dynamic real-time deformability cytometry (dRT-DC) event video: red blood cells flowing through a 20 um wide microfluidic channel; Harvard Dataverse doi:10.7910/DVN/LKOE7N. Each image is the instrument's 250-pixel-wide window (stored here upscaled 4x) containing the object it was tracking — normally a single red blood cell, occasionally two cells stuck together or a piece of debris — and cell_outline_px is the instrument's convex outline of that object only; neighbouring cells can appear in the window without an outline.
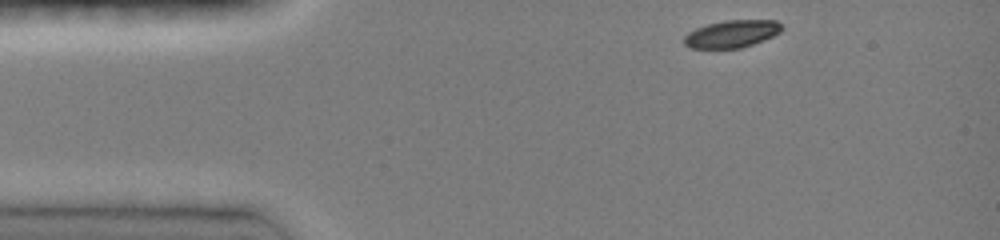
{"species": "common noctule bat (a hibernating species)", "species_latin": "Nyctalus noctula", "temperature_condition": "room temperature", "stored_images_in_passage": 37, "camera_frame_rate_fps": 3000, "um_per_image_px": 0.085, "animal": {"sex": "female", "body_mass_g": 19.0, "forearm_length_mm": 51.5}, "frame": {"image": 1, "passage_image": 1, "time_ms": 0.0, "image_size_px": [1000, 240], "cell_outline_px": [[784, 28], [780, 32], [772, 36], [752, 44], [740, 48], [688, 48], [684, 44], [684, 36], [688, 32], [696, 28], [708, 24], [728, 20], [776, 20], [784, 24]], "centroid_in_image_um": [62.22, 2.87], "position_along_channel_um": 22.8, "area_um2": 15.61}}
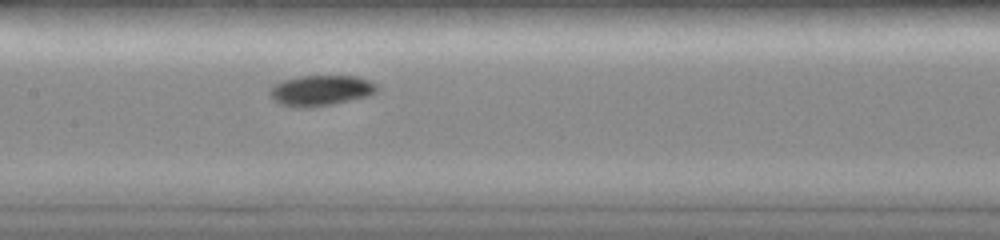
{"frame": {"image": 2, "passage_image": 17, "time_ms": 5.333, "image_size_px": [1000, 240], "cell_outline_px": [[380, 88], [376, 92], [368, 96], [332, 104], [308, 108], [296, 108], [280, 104], [272, 100], [268, 92], [272, 84], [280, 80], [300, 76], [356, 76], [368, 80], [376, 84]], "centroid_in_image_um": [27.21, 7.69], "position_along_channel_um": 180.2, "area_um2": 19.42}}
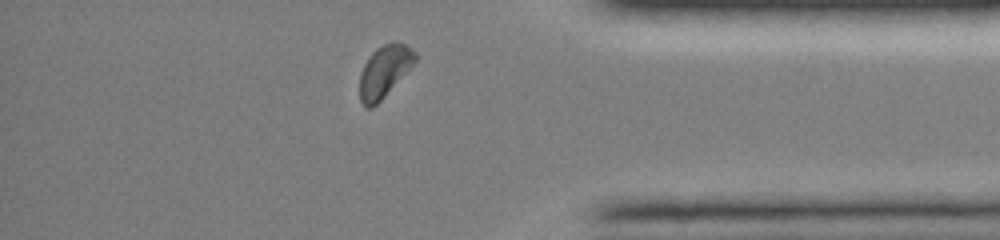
{"frame": {"image": 3, "passage_image": 34, "time_ms": 11.0, "image_size_px": [1000, 240], "cell_outline_px": [[416, 60], [384, 96], [372, 108], [364, 108], [360, 100], [360, 72], [364, 64], [372, 52], [376, 48], [392, 40], [396, 40], [404, 44], [416, 52]], "centroid_in_image_um": [32.64, 6.04], "position_along_channel_um": 402.6, "area_um2": 16.53}, "authors_computed_cell_mechanics": {"area_um2": 17.2822, "velocity_mm_per_s": 4.0879, "shape_relaxation_time_tau1_ms": 1.3276, "shape_relaxation_time_tau2_ms": null, "deformation_change_tau1": 0.0987, "deformation_change_tau2": null}}